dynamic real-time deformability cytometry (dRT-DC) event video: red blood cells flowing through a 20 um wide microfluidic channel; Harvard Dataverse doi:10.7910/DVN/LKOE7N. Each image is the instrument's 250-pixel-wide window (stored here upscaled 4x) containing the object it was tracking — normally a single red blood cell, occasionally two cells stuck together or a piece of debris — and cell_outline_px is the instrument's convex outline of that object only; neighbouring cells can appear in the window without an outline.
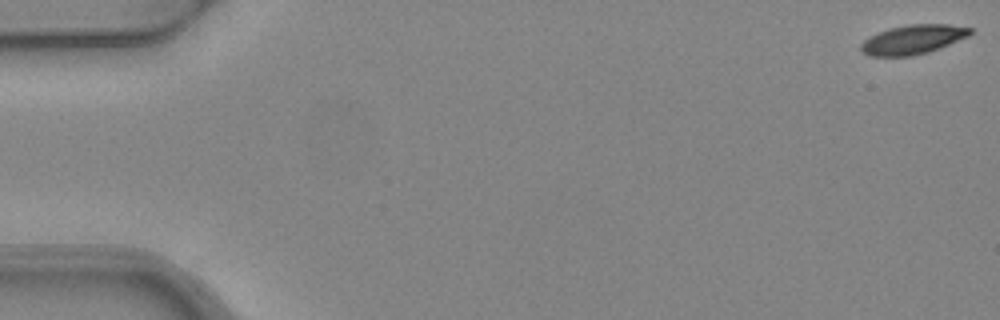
{"species": "common noctule bat (a hibernating species)", "species_latin": "Nyctalus noctula", "temperature_condition": "warm", "stored_images_in_passage": 5, "camera_frame_rate_fps": 3000, "um_per_image_px": 0.085, "animal": {"sex": "female", "body_mass_g": 24.6, "forearm_length_mm": 56.2}, "frame": {"image": 1, "passage_image": 1, "time_ms": 0.0, "image_size_px": [1000, 320], "cell_outline_px": [[972, 32], [968, 36], [940, 48], [928, 52], [912, 56], [868, 56], [860, 52], [860, 44], [868, 36], [888, 28], [908, 24], [948, 24], [972, 28]], "centroid_in_image_um": [77.55, 3.36], "position_along_channel_um": 7.5, "area_um2": 18.84}}
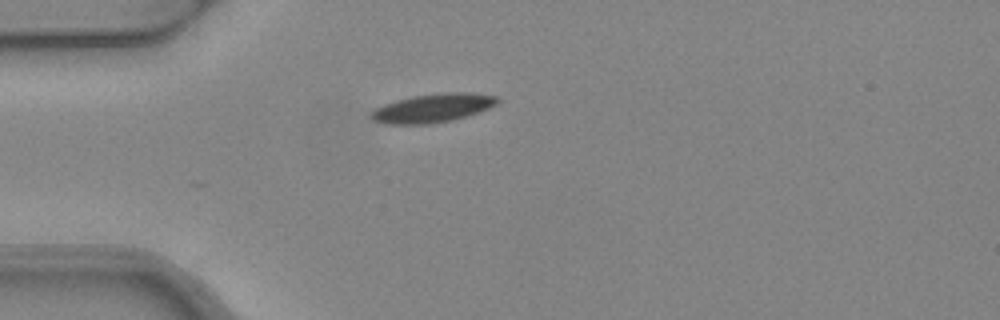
{"frame": {"image": 2, "passage_image": 5, "time_ms": 1.333, "image_size_px": [1000, 320], "cell_outline_px": [[500, 100], [496, 104], [488, 108], [452, 120], [428, 124], [384, 124], [372, 120], [368, 116], [368, 112], [384, 104], [396, 100], [412, 96], [448, 92], [472, 92], [496, 96]], "centroid_in_image_um": [36.72, 9.18], "position_along_channel_um": 48.3, "area_um2": 21.1}}